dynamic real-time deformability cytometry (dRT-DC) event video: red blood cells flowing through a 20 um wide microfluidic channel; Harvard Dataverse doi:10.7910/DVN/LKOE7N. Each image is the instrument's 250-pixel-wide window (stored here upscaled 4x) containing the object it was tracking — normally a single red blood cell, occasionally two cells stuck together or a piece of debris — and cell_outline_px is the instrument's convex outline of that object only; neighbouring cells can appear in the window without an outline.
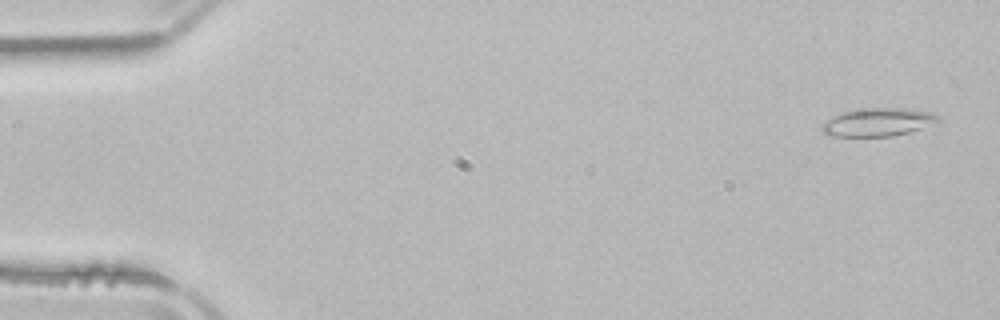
{"species": "common noctule bat (a hibernating species)", "species_latin": "Nyctalus noctula", "temperature_condition": "room temperature", "stored_images_in_passage": 5, "camera_frame_rate_fps": 3000, "um_per_image_px": 0.085, "animal": {"sex": "male", "body_mass_g": 21.5, "forearm_length_mm": 52.0}, "frame": {"image": 1, "passage_image": 1, "time_ms": 0.0, "image_size_px": [1000, 320], "cell_outline_px": [[940, 120], [920, 128], [908, 132], [892, 136], [832, 136], [820, 132], [820, 124], [824, 120], [832, 116], [844, 112], [868, 108], [904, 108], [932, 112], [940, 116]], "centroid_in_image_um": [74.56, 10.38], "position_along_channel_um": 10.4, "area_um2": 19.02}}
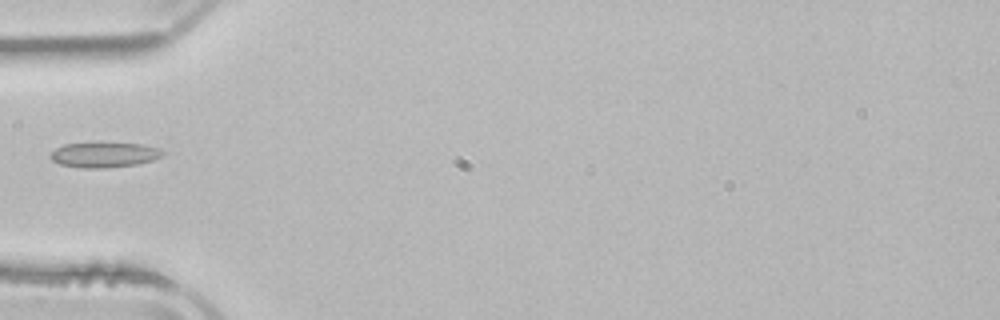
{"frame": {"image": 2, "passage_image": 5, "time_ms": 5.0, "image_size_px": [1000, 320], "cell_outline_px": [[168, 152], [164, 156], [152, 160], [136, 164], [108, 168], [84, 168], [60, 164], [52, 160], [48, 156], [56, 148], [64, 144], [100, 140], [140, 144], [160, 148]], "centroid_in_image_um": [8.89, 13.11], "position_along_channel_um": 76.1, "area_um2": 17.34}}